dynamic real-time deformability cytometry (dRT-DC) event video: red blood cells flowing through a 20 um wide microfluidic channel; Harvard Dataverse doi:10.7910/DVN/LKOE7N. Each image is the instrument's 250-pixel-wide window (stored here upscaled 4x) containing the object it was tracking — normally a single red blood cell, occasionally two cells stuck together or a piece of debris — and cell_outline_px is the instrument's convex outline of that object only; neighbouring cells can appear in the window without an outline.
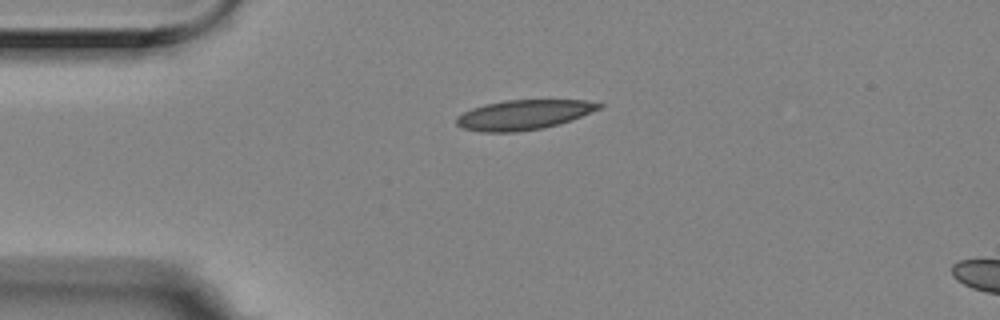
{"species": "Egyptian fruit bat (a non-hibernating species)", "species_latin": "Rousettus aegyptiacus", "temperature_condition": "room temperature", "stored_images_in_passage": 2, "segment_of_instrument_passage": [1, 2], "camera_frame_rate_fps": 3000, "um_per_image_px": 0.085, "animal": {"sex": "female"}, "frame": {"image": 1, "passage_image": 1, "time_ms": 0.0, "image_size_px": [1000, 320], "cell_outline_px": [[604, 104], [600, 108], [572, 120], [560, 124], [544, 128], [516, 132], [480, 132], [464, 128], [456, 124], [456, 116], [472, 108], [484, 104], [504, 100], [584, 100]], "centroid_in_image_um": [44.49, 9.76], "position_along_channel_um": 40.5, "area_um2": 24.8}}